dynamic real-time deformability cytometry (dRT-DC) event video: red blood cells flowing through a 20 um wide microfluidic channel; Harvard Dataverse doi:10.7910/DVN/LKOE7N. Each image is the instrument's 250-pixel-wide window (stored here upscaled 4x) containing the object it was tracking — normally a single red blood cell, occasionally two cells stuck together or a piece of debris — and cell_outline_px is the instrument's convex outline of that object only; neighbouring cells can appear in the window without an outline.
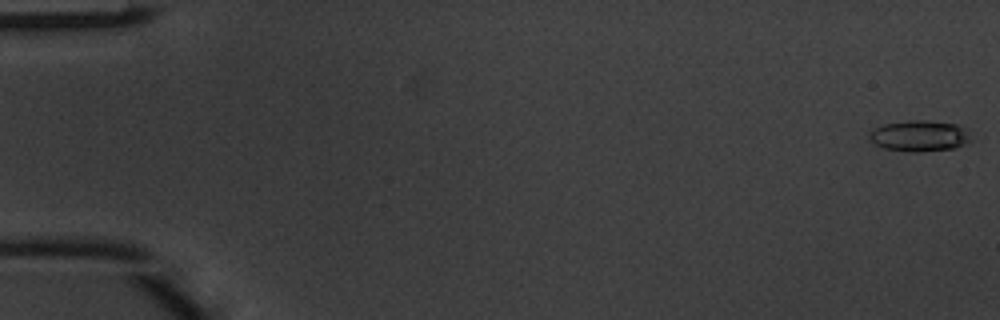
{"species": "common noctule bat (a hibernating species)", "species_latin": "Nyctalus noctula", "temperature_condition": "warm", "stored_images_in_passage": 49, "camera_frame_rate_fps": 3000, "um_per_image_px": 0.085, "animal": {"sex": "male", "body_mass_g": 20.1, "forearm_length_mm": 53.5}, "frame": {"image": 1, "passage_image": 1, "time_ms": 0.0, "image_size_px": [1000, 320], "cell_outline_px": [[972, 140], [956, 148], [920, 152], [908, 152], [884, 148], [876, 144], [868, 136], [868, 132], [872, 128], [884, 124], [908, 120], [924, 120], [956, 124], [968, 128]], "centroid_in_image_um": [78.18, 11.55], "position_along_channel_um": 6.8, "area_um2": 18.67}}
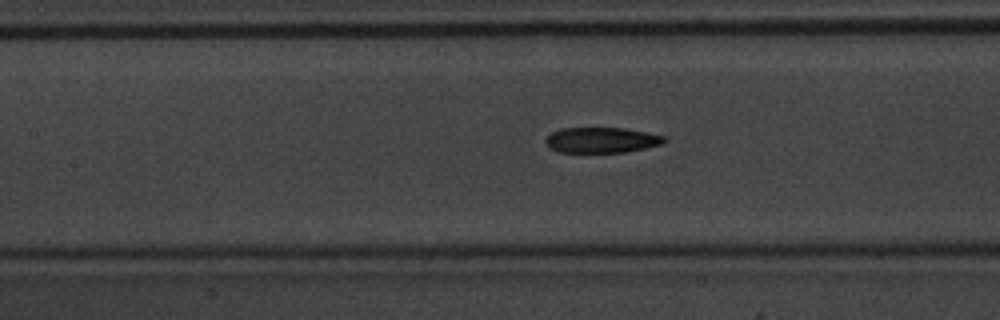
{"frame": {"image": 2, "passage_image": 23, "time_ms": 7.333, "image_size_px": [1000, 320], "cell_outline_px": [[668, 140], [664, 144], [624, 152], [560, 152], [548, 148], [544, 144], [544, 140], [552, 132], [560, 128], [624, 128], [664, 136]], "centroid_in_image_um": [51.1, 11.91], "position_along_channel_um": 156.3, "area_um2": 17.69}}
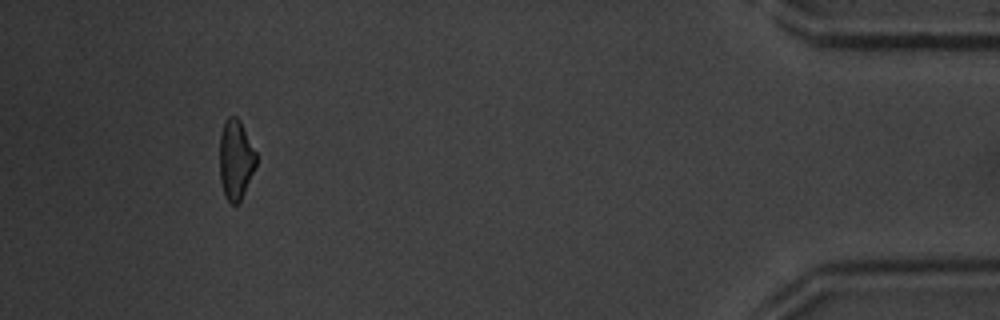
{"frame": {"image": 3, "passage_image": 46, "time_ms": 15.0, "image_size_px": [1000, 320], "cell_outline_px": [[256, 164], [240, 200], [236, 204], [232, 204], [224, 196], [220, 180], [220, 136], [224, 120], [228, 116], [236, 116], [240, 120], [256, 152]], "centroid_in_image_um": [20.02, 13.53], "position_along_channel_um": 415.2, "area_um2": 16.82}, "authors_computed_cell_mechanics": {"area_um2": 18.207, "velocity_mm_per_s": 4.1911, "shape_relaxation_time_tau1_ms": 4.8777, "shape_relaxation_time_tau2_ms": 3.6879, "deformation_change_tau1": 0.1663, "deformation_change_tau2": 0.1348}}